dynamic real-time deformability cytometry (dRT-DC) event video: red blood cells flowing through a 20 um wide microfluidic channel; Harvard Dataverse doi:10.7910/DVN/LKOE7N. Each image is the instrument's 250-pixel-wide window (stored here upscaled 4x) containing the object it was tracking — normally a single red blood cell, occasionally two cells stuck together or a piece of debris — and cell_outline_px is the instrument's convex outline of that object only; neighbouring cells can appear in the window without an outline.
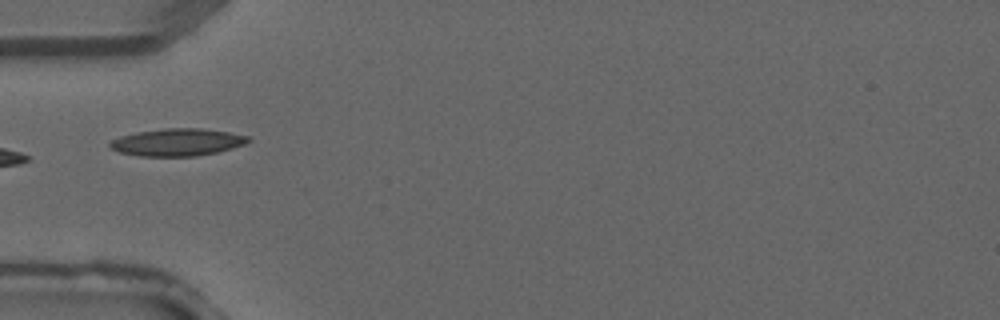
{"species": "common noctule bat (a hibernating species)", "species_latin": "Nyctalus noctula", "temperature_condition": "warm", "stored_images_in_passage": 3, "camera_frame_rate_fps": 3000, "um_per_image_px": 0.085, "animal": {"sex": "male", "forearm_length_mm": 52.5}, "frame": {"image": 1, "passage_image": 3, "time_ms": 0.667, "image_size_px": [1000, 320], "cell_outline_px": [[252, 140], [244, 144], [232, 148], [216, 152], [196, 156], [140, 156], [120, 152], [112, 148], [108, 144], [112, 140], [120, 136], [136, 132], [164, 128], [200, 128], [228, 132], [252, 136]], "centroid_in_image_um": [15.1, 12.08], "position_along_channel_um": 69.9, "area_um2": 22.02}}